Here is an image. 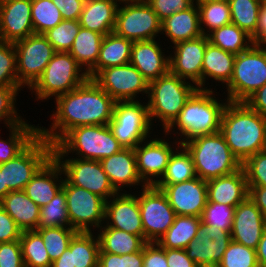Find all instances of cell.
Listing matches in <instances>:
<instances>
[{
  "label": "cell",
  "mask_w": 266,
  "mask_h": 267,
  "mask_svg": "<svg viewBox=\"0 0 266 267\" xmlns=\"http://www.w3.org/2000/svg\"><path fill=\"white\" fill-rule=\"evenodd\" d=\"M100 244L98 236L78 231L69 247L52 262L51 267H98Z\"/></svg>",
  "instance_id": "25"
},
{
  "label": "cell",
  "mask_w": 266,
  "mask_h": 267,
  "mask_svg": "<svg viewBox=\"0 0 266 267\" xmlns=\"http://www.w3.org/2000/svg\"><path fill=\"white\" fill-rule=\"evenodd\" d=\"M208 37L202 35L193 40L179 42L171 47L174 54L169 55V72L184 80H190L202 90V64Z\"/></svg>",
  "instance_id": "18"
},
{
  "label": "cell",
  "mask_w": 266,
  "mask_h": 267,
  "mask_svg": "<svg viewBox=\"0 0 266 267\" xmlns=\"http://www.w3.org/2000/svg\"><path fill=\"white\" fill-rule=\"evenodd\" d=\"M235 57L236 55L208 42L202 64V90H208L204 86L208 78L227 85L233 75Z\"/></svg>",
  "instance_id": "33"
},
{
  "label": "cell",
  "mask_w": 266,
  "mask_h": 267,
  "mask_svg": "<svg viewBox=\"0 0 266 267\" xmlns=\"http://www.w3.org/2000/svg\"><path fill=\"white\" fill-rule=\"evenodd\" d=\"M32 0H0V41L15 43L34 34Z\"/></svg>",
  "instance_id": "22"
},
{
  "label": "cell",
  "mask_w": 266,
  "mask_h": 267,
  "mask_svg": "<svg viewBox=\"0 0 266 267\" xmlns=\"http://www.w3.org/2000/svg\"><path fill=\"white\" fill-rule=\"evenodd\" d=\"M192 84L170 72L149 82L147 107L151 123L159 118L158 122L161 121L165 130L198 89Z\"/></svg>",
  "instance_id": "6"
},
{
  "label": "cell",
  "mask_w": 266,
  "mask_h": 267,
  "mask_svg": "<svg viewBox=\"0 0 266 267\" xmlns=\"http://www.w3.org/2000/svg\"><path fill=\"white\" fill-rule=\"evenodd\" d=\"M165 32V33H164ZM166 35L175 45L186 40H193L203 34L200 29L199 10L194 3L191 7L175 12L161 23V34Z\"/></svg>",
  "instance_id": "30"
},
{
  "label": "cell",
  "mask_w": 266,
  "mask_h": 267,
  "mask_svg": "<svg viewBox=\"0 0 266 267\" xmlns=\"http://www.w3.org/2000/svg\"><path fill=\"white\" fill-rule=\"evenodd\" d=\"M62 189L66 194V207L73 229L91 232L92 228H100L105 223L106 200L86 189L70 185L65 180Z\"/></svg>",
  "instance_id": "12"
},
{
  "label": "cell",
  "mask_w": 266,
  "mask_h": 267,
  "mask_svg": "<svg viewBox=\"0 0 266 267\" xmlns=\"http://www.w3.org/2000/svg\"><path fill=\"white\" fill-rule=\"evenodd\" d=\"M21 233L14 219L0 206V243L19 240Z\"/></svg>",
  "instance_id": "56"
},
{
  "label": "cell",
  "mask_w": 266,
  "mask_h": 267,
  "mask_svg": "<svg viewBox=\"0 0 266 267\" xmlns=\"http://www.w3.org/2000/svg\"><path fill=\"white\" fill-rule=\"evenodd\" d=\"M244 102L266 120V84L255 91Z\"/></svg>",
  "instance_id": "59"
},
{
  "label": "cell",
  "mask_w": 266,
  "mask_h": 267,
  "mask_svg": "<svg viewBox=\"0 0 266 267\" xmlns=\"http://www.w3.org/2000/svg\"><path fill=\"white\" fill-rule=\"evenodd\" d=\"M217 267H259L256 250L232 240Z\"/></svg>",
  "instance_id": "48"
},
{
  "label": "cell",
  "mask_w": 266,
  "mask_h": 267,
  "mask_svg": "<svg viewBox=\"0 0 266 267\" xmlns=\"http://www.w3.org/2000/svg\"><path fill=\"white\" fill-rule=\"evenodd\" d=\"M36 231L41 235L52 262L69 247L70 241L78 232L72 227L37 228Z\"/></svg>",
  "instance_id": "45"
},
{
  "label": "cell",
  "mask_w": 266,
  "mask_h": 267,
  "mask_svg": "<svg viewBox=\"0 0 266 267\" xmlns=\"http://www.w3.org/2000/svg\"><path fill=\"white\" fill-rule=\"evenodd\" d=\"M220 133L241 164L266 150V120L245 102L228 101L222 114Z\"/></svg>",
  "instance_id": "2"
},
{
  "label": "cell",
  "mask_w": 266,
  "mask_h": 267,
  "mask_svg": "<svg viewBox=\"0 0 266 267\" xmlns=\"http://www.w3.org/2000/svg\"><path fill=\"white\" fill-rule=\"evenodd\" d=\"M0 267H25L19 240L0 243Z\"/></svg>",
  "instance_id": "54"
},
{
  "label": "cell",
  "mask_w": 266,
  "mask_h": 267,
  "mask_svg": "<svg viewBox=\"0 0 266 267\" xmlns=\"http://www.w3.org/2000/svg\"><path fill=\"white\" fill-rule=\"evenodd\" d=\"M180 147L173 152L164 174L153 185L157 189L162 190L166 185L177 184L197 177L191 154L183 145Z\"/></svg>",
  "instance_id": "35"
},
{
  "label": "cell",
  "mask_w": 266,
  "mask_h": 267,
  "mask_svg": "<svg viewBox=\"0 0 266 267\" xmlns=\"http://www.w3.org/2000/svg\"><path fill=\"white\" fill-rule=\"evenodd\" d=\"M100 162L111 184L119 193L124 190V187L141 184L143 189L147 186L138 174L133 148H122L116 154L106 157Z\"/></svg>",
  "instance_id": "26"
},
{
  "label": "cell",
  "mask_w": 266,
  "mask_h": 267,
  "mask_svg": "<svg viewBox=\"0 0 266 267\" xmlns=\"http://www.w3.org/2000/svg\"><path fill=\"white\" fill-rule=\"evenodd\" d=\"M104 36L98 32L80 27L69 53L87 74L95 67ZM87 66V67H85Z\"/></svg>",
  "instance_id": "37"
},
{
  "label": "cell",
  "mask_w": 266,
  "mask_h": 267,
  "mask_svg": "<svg viewBox=\"0 0 266 267\" xmlns=\"http://www.w3.org/2000/svg\"><path fill=\"white\" fill-rule=\"evenodd\" d=\"M9 192L10 190L7 188V185H4L3 169H0V200Z\"/></svg>",
  "instance_id": "63"
},
{
  "label": "cell",
  "mask_w": 266,
  "mask_h": 267,
  "mask_svg": "<svg viewBox=\"0 0 266 267\" xmlns=\"http://www.w3.org/2000/svg\"><path fill=\"white\" fill-rule=\"evenodd\" d=\"M146 2L161 21L175 12L188 9L194 4L193 0H146Z\"/></svg>",
  "instance_id": "53"
},
{
  "label": "cell",
  "mask_w": 266,
  "mask_h": 267,
  "mask_svg": "<svg viewBox=\"0 0 266 267\" xmlns=\"http://www.w3.org/2000/svg\"><path fill=\"white\" fill-rule=\"evenodd\" d=\"M242 167L248 186H266V150L249 157Z\"/></svg>",
  "instance_id": "51"
},
{
  "label": "cell",
  "mask_w": 266,
  "mask_h": 267,
  "mask_svg": "<svg viewBox=\"0 0 266 267\" xmlns=\"http://www.w3.org/2000/svg\"><path fill=\"white\" fill-rule=\"evenodd\" d=\"M56 111L50 128L39 127V135L56 145L71 129L87 125H109L115 100L93 79L55 98Z\"/></svg>",
  "instance_id": "1"
},
{
  "label": "cell",
  "mask_w": 266,
  "mask_h": 267,
  "mask_svg": "<svg viewBox=\"0 0 266 267\" xmlns=\"http://www.w3.org/2000/svg\"><path fill=\"white\" fill-rule=\"evenodd\" d=\"M146 139L140 142L135 148L137 171L142 181L147 185H154L165 172L169 159L173 152L180 147L178 138L175 140L177 148H173L170 142L161 138ZM172 146V147H171ZM156 177V179H155Z\"/></svg>",
  "instance_id": "19"
},
{
  "label": "cell",
  "mask_w": 266,
  "mask_h": 267,
  "mask_svg": "<svg viewBox=\"0 0 266 267\" xmlns=\"http://www.w3.org/2000/svg\"><path fill=\"white\" fill-rule=\"evenodd\" d=\"M119 4L121 3H127V2H136V1H139V0H116Z\"/></svg>",
  "instance_id": "66"
},
{
  "label": "cell",
  "mask_w": 266,
  "mask_h": 267,
  "mask_svg": "<svg viewBox=\"0 0 266 267\" xmlns=\"http://www.w3.org/2000/svg\"><path fill=\"white\" fill-rule=\"evenodd\" d=\"M98 239L99 253H112L118 255L133 254L140 251L146 242L139 236L117 230L111 227H100Z\"/></svg>",
  "instance_id": "34"
},
{
  "label": "cell",
  "mask_w": 266,
  "mask_h": 267,
  "mask_svg": "<svg viewBox=\"0 0 266 267\" xmlns=\"http://www.w3.org/2000/svg\"><path fill=\"white\" fill-rule=\"evenodd\" d=\"M62 175L63 171L60 165L51 157L36 172L23 191L41 208L48 204L63 188L64 179L61 177Z\"/></svg>",
  "instance_id": "27"
},
{
  "label": "cell",
  "mask_w": 266,
  "mask_h": 267,
  "mask_svg": "<svg viewBox=\"0 0 266 267\" xmlns=\"http://www.w3.org/2000/svg\"><path fill=\"white\" fill-rule=\"evenodd\" d=\"M88 79L87 72L69 52H55L30 91L35 93L36 100H48L74 90Z\"/></svg>",
  "instance_id": "7"
},
{
  "label": "cell",
  "mask_w": 266,
  "mask_h": 267,
  "mask_svg": "<svg viewBox=\"0 0 266 267\" xmlns=\"http://www.w3.org/2000/svg\"><path fill=\"white\" fill-rule=\"evenodd\" d=\"M162 51L155 39L133 42L130 63L151 82L169 72V56Z\"/></svg>",
  "instance_id": "24"
},
{
  "label": "cell",
  "mask_w": 266,
  "mask_h": 267,
  "mask_svg": "<svg viewBox=\"0 0 266 267\" xmlns=\"http://www.w3.org/2000/svg\"><path fill=\"white\" fill-rule=\"evenodd\" d=\"M53 145L38 135L15 158L0 164L4 185L10 191H22L36 172L52 157Z\"/></svg>",
  "instance_id": "10"
},
{
  "label": "cell",
  "mask_w": 266,
  "mask_h": 267,
  "mask_svg": "<svg viewBox=\"0 0 266 267\" xmlns=\"http://www.w3.org/2000/svg\"><path fill=\"white\" fill-rule=\"evenodd\" d=\"M162 21L146 0L119 4L114 33L132 42L152 40L161 34Z\"/></svg>",
  "instance_id": "11"
},
{
  "label": "cell",
  "mask_w": 266,
  "mask_h": 267,
  "mask_svg": "<svg viewBox=\"0 0 266 267\" xmlns=\"http://www.w3.org/2000/svg\"><path fill=\"white\" fill-rule=\"evenodd\" d=\"M249 198L260 209L266 219V186H248Z\"/></svg>",
  "instance_id": "60"
},
{
  "label": "cell",
  "mask_w": 266,
  "mask_h": 267,
  "mask_svg": "<svg viewBox=\"0 0 266 267\" xmlns=\"http://www.w3.org/2000/svg\"><path fill=\"white\" fill-rule=\"evenodd\" d=\"M112 199V200H111ZM105 224L101 227H111L139 235L144 240V230L140 216V207L136 194L116 193L105 204Z\"/></svg>",
  "instance_id": "20"
},
{
  "label": "cell",
  "mask_w": 266,
  "mask_h": 267,
  "mask_svg": "<svg viewBox=\"0 0 266 267\" xmlns=\"http://www.w3.org/2000/svg\"><path fill=\"white\" fill-rule=\"evenodd\" d=\"M176 215L201 217L207 203V181L196 177L161 190Z\"/></svg>",
  "instance_id": "21"
},
{
  "label": "cell",
  "mask_w": 266,
  "mask_h": 267,
  "mask_svg": "<svg viewBox=\"0 0 266 267\" xmlns=\"http://www.w3.org/2000/svg\"><path fill=\"white\" fill-rule=\"evenodd\" d=\"M213 93L214 90L211 88L197 89L186 101L175 120L164 130L165 134L175 132L174 129L177 127L178 136L185 137L179 139L183 145L196 137L220 132L222 114L228 100L225 103L220 102Z\"/></svg>",
  "instance_id": "3"
},
{
  "label": "cell",
  "mask_w": 266,
  "mask_h": 267,
  "mask_svg": "<svg viewBox=\"0 0 266 267\" xmlns=\"http://www.w3.org/2000/svg\"><path fill=\"white\" fill-rule=\"evenodd\" d=\"M231 241L230 232L201 221L197 236L185 250L198 267H217Z\"/></svg>",
  "instance_id": "17"
},
{
  "label": "cell",
  "mask_w": 266,
  "mask_h": 267,
  "mask_svg": "<svg viewBox=\"0 0 266 267\" xmlns=\"http://www.w3.org/2000/svg\"><path fill=\"white\" fill-rule=\"evenodd\" d=\"M63 20H79L85 0H52Z\"/></svg>",
  "instance_id": "57"
},
{
  "label": "cell",
  "mask_w": 266,
  "mask_h": 267,
  "mask_svg": "<svg viewBox=\"0 0 266 267\" xmlns=\"http://www.w3.org/2000/svg\"><path fill=\"white\" fill-rule=\"evenodd\" d=\"M196 5L199 10L200 29L203 35L207 36L213 30L231 23L228 0Z\"/></svg>",
  "instance_id": "41"
},
{
  "label": "cell",
  "mask_w": 266,
  "mask_h": 267,
  "mask_svg": "<svg viewBox=\"0 0 266 267\" xmlns=\"http://www.w3.org/2000/svg\"><path fill=\"white\" fill-rule=\"evenodd\" d=\"M262 3L266 6V0H262Z\"/></svg>",
  "instance_id": "67"
},
{
  "label": "cell",
  "mask_w": 266,
  "mask_h": 267,
  "mask_svg": "<svg viewBox=\"0 0 266 267\" xmlns=\"http://www.w3.org/2000/svg\"><path fill=\"white\" fill-rule=\"evenodd\" d=\"M249 195L246 174L239 170L207 181V202L236 207Z\"/></svg>",
  "instance_id": "28"
},
{
  "label": "cell",
  "mask_w": 266,
  "mask_h": 267,
  "mask_svg": "<svg viewBox=\"0 0 266 267\" xmlns=\"http://www.w3.org/2000/svg\"><path fill=\"white\" fill-rule=\"evenodd\" d=\"M200 222L201 217L176 215L174 223L157 243L162 248L185 249L197 236V229Z\"/></svg>",
  "instance_id": "36"
},
{
  "label": "cell",
  "mask_w": 266,
  "mask_h": 267,
  "mask_svg": "<svg viewBox=\"0 0 266 267\" xmlns=\"http://www.w3.org/2000/svg\"><path fill=\"white\" fill-rule=\"evenodd\" d=\"M259 46L266 48V36L258 43Z\"/></svg>",
  "instance_id": "65"
},
{
  "label": "cell",
  "mask_w": 266,
  "mask_h": 267,
  "mask_svg": "<svg viewBox=\"0 0 266 267\" xmlns=\"http://www.w3.org/2000/svg\"><path fill=\"white\" fill-rule=\"evenodd\" d=\"M266 229V219L249 196L235 207L231 238L246 247L257 249Z\"/></svg>",
  "instance_id": "23"
},
{
  "label": "cell",
  "mask_w": 266,
  "mask_h": 267,
  "mask_svg": "<svg viewBox=\"0 0 266 267\" xmlns=\"http://www.w3.org/2000/svg\"><path fill=\"white\" fill-rule=\"evenodd\" d=\"M49 227H71L63 189L48 204L40 208L38 228Z\"/></svg>",
  "instance_id": "43"
},
{
  "label": "cell",
  "mask_w": 266,
  "mask_h": 267,
  "mask_svg": "<svg viewBox=\"0 0 266 267\" xmlns=\"http://www.w3.org/2000/svg\"><path fill=\"white\" fill-rule=\"evenodd\" d=\"M8 129L10 135L7 140L0 138V164L15 158L39 135V126L27 121Z\"/></svg>",
  "instance_id": "38"
},
{
  "label": "cell",
  "mask_w": 266,
  "mask_h": 267,
  "mask_svg": "<svg viewBox=\"0 0 266 267\" xmlns=\"http://www.w3.org/2000/svg\"><path fill=\"white\" fill-rule=\"evenodd\" d=\"M98 267H143V248L133 254L99 253Z\"/></svg>",
  "instance_id": "52"
},
{
  "label": "cell",
  "mask_w": 266,
  "mask_h": 267,
  "mask_svg": "<svg viewBox=\"0 0 266 267\" xmlns=\"http://www.w3.org/2000/svg\"><path fill=\"white\" fill-rule=\"evenodd\" d=\"M256 254L259 267H266V229L264 230L262 238L258 243Z\"/></svg>",
  "instance_id": "62"
},
{
  "label": "cell",
  "mask_w": 266,
  "mask_h": 267,
  "mask_svg": "<svg viewBox=\"0 0 266 267\" xmlns=\"http://www.w3.org/2000/svg\"><path fill=\"white\" fill-rule=\"evenodd\" d=\"M0 206L22 231L38 228L40 207L23 190L10 191L0 200Z\"/></svg>",
  "instance_id": "31"
},
{
  "label": "cell",
  "mask_w": 266,
  "mask_h": 267,
  "mask_svg": "<svg viewBox=\"0 0 266 267\" xmlns=\"http://www.w3.org/2000/svg\"><path fill=\"white\" fill-rule=\"evenodd\" d=\"M195 4H206V3H213V2H221L225 0H193Z\"/></svg>",
  "instance_id": "64"
},
{
  "label": "cell",
  "mask_w": 266,
  "mask_h": 267,
  "mask_svg": "<svg viewBox=\"0 0 266 267\" xmlns=\"http://www.w3.org/2000/svg\"><path fill=\"white\" fill-rule=\"evenodd\" d=\"M0 87H23L18 81L14 44L4 41H0Z\"/></svg>",
  "instance_id": "47"
},
{
  "label": "cell",
  "mask_w": 266,
  "mask_h": 267,
  "mask_svg": "<svg viewBox=\"0 0 266 267\" xmlns=\"http://www.w3.org/2000/svg\"><path fill=\"white\" fill-rule=\"evenodd\" d=\"M122 148L109 125L79 126L53 145L52 157H69V153H75L81 159L101 161Z\"/></svg>",
  "instance_id": "4"
},
{
  "label": "cell",
  "mask_w": 266,
  "mask_h": 267,
  "mask_svg": "<svg viewBox=\"0 0 266 267\" xmlns=\"http://www.w3.org/2000/svg\"><path fill=\"white\" fill-rule=\"evenodd\" d=\"M228 3L231 23L237 25L251 36L257 27L262 0H228Z\"/></svg>",
  "instance_id": "42"
},
{
  "label": "cell",
  "mask_w": 266,
  "mask_h": 267,
  "mask_svg": "<svg viewBox=\"0 0 266 267\" xmlns=\"http://www.w3.org/2000/svg\"><path fill=\"white\" fill-rule=\"evenodd\" d=\"M143 267H169L165 248L157 242H147L143 247Z\"/></svg>",
  "instance_id": "55"
},
{
  "label": "cell",
  "mask_w": 266,
  "mask_h": 267,
  "mask_svg": "<svg viewBox=\"0 0 266 267\" xmlns=\"http://www.w3.org/2000/svg\"><path fill=\"white\" fill-rule=\"evenodd\" d=\"M151 123L147 103L137 101L115 102L109 126L114 137L124 148H135L151 134Z\"/></svg>",
  "instance_id": "9"
},
{
  "label": "cell",
  "mask_w": 266,
  "mask_h": 267,
  "mask_svg": "<svg viewBox=\"0 0 266 267\" xmlns=\"http://www.w3.org/2000/svg\"><path fill=\"white\" fill-rule=\"evenodd\" d=\"M19 241L25 267H51L52 261L36 230L22 231Z\"/></svg>",
  "instance_id": "40"
},
{
  "label": "cell",
  "mask_w": 266,
  "mask_h": 267,
  "mask_svg": "<svg viewBox=\"0 0 266 267\" xmlns=\"http://www.w3.org/2000/svg\"><path fill=\"white\" fill-rule=\"evenodd\" d=\"M93 80L116 102L137 101L139 93L148 96L149 82L131 63L105 68Z\"/></svg>",
  "instance_id": "16"
},
{
  "label": "cell",
  "mask_w": 266,
  "mask_h": 267,
  "mask_svg": "<svg viewBox=\"0 0 266 267\" xmlns=\"http://www.w3.org/2000/svg\"><path fill=\"white\" fill-rule=\"evenodd\" d=\"M183 146L191 154L197 177L208 181L242 167L220 132L196 137Z\"/></svg>",
  "instance_id": "5"
},
{
  "label": "cell",
  "mask_w": 266,
  "mask_h": 267,
  "mask_svg": "<svg viewBox=\"0 0 266 267\" xmlns=\"http://www.w3.org/2000/svg\"><path fill=\"white\" fill-rule=\"evenodd\" d=\"M234 211L235 207L207 202L201 216V221L231 232Z\"/></svg>",
  "instance_id": "49"
},
{
  "label": "cell",
  "mask_w": 266,
  "mask_h": 267,
  "mask_svg": "<svg viewBox=\"0 0 266 267\" xmlns=\"http://www.w3.org/2000/svg\"><path fill=\"white\" fill-rule=\"evenodd\" d=\"M17 75L19 83L29 88L42 75L55 50L43 34H32L16 41Z\"/></svg>",
  "instance_id": "15"
},
{
  "label": "cell",
  "mask_w": 266,
  "mask_h": 267,
  "mask_svg": "<svg viewBox=\"0 0 266 267\" xmlns=\"http://www.w3.org/2000/svg\"><path fill=\"white\" fill-rule=\"evenodd\" d=\"M21 88L23 87H0V122L3 121L7 128L25 121L15 108L16 96Z\"/></svg>",
  "instance_id": "50"
},
{
  "label": "cell",
  "mask_w": 266,
  "mask_h": 267,
  "mask_svg": "<svg viewBox=\"0 0 266 267\" xmlns=\"http://www.w3.org/2000/svg\"><path fill=\"white\" fill-rule=\"evenodd\" d=\"M266 84V48L253 44L236 55L233 75L226 85L228 101L244 102Z\"/></svg>",
  "instance_id": "8"
},
{
  "label": "cell",
  "mask_w": 266,
  "mask_h": 267,
  "mask_svg": "<svg viewBox=\"0 0 266 267\" xmlns=\"http://www.w3.org/2000/svg\"><path fill=\"white\" fill-rule=\"evenodd\" d=\"M31 16L35 34H43L63 20L52 0H32Z\"/></svg>",
  "instance_id": "44"
},
{
  "label": "cell",
  "mask_w": 266,
  "mask_h": 267,
  "mask_svg": "<svg viewBox=\"0 0 266 267\" xmlns=\"http://www.w3.org/2000/svg\"><path fill=\"white\" fill-rule=\"evenodd\" d=\"M80 27L79 20H62L43 35L53 46L55 52H69Z\"/></svg>",
  "instance_id": "46"
},
{
  "label": "cell",
  "mask_w": 266,
  "mask_h": 267,
  "mask_svg": "<svg viewBox=\"0 0 266 267\" xmlns=\"http://www.w3.org/2000/svg\"><path fill=\"white\" fill-rule=\"evenodd\" d=\"M266 36V6L262 3L259 14L258 23L255 32L251 35L254 44H258Z\"/></svg>",
  "instance_id": "61"
},
{
  "label": "cell",
  "mask_w": 266,
  "mask_h": 267,
  "mask_svg": "<svg viewBox=\"0 0 266 267\" xmlns=\"http://www.w3.org/2000/svg\"><path fill=\"white\" fill-rule=\"evenodd\" d=\"M207 37L212 45L234 55L242 53L254 44L251 36L233 23L213 30Z\"/></svg>",
  "instance_id": "39"
},
{
  "label": "cell",
  "mask_w": 266,
  "mask_h": 267,
  "mask_svg": "<svg viewBox=\"0 0 266 267\" xmlns=\"http://www.w3.org/2000/svg\"><path fill=\"white\" fill-rule=\"evenodd\" d=\"M53 158L60 165L63 176H66L63 178L68 184L95 193L106 201L118 193L111 184L100 161L77 157H69V159H66V157Z\"/></svg>",
  "instance_id": "13"
},
{
  "label": "cell",
  "mask_w": 266,
  "mask_h": 267,
  "mask_svg": "<svg viewBox=\"0 0 266 267\" xmlns=\"http://www.w3.org/2000/svg\"><path fill=\"white\" fill-rule=\"evenodd\" d=\"M133 42L114 32L104 36L95 67L88 73L93 79L101 70L130 63Z\"/></svg>",
  "instance_id": "32"
},
{
  "label": "cell",
  "mask_w": 266,
  "mask_h": 267,
  "mask_svg": "<svg viewBox=\"0 0 266 267\" xmlns=\"http://www.w3.org/2000/svg\"><path fill=\"white\" fill-rule=\"evenodd\" d=\"M138 194L144 241L158 242L174 223L176 213L166 195L153 185L141 189Z\"/></svg>",
  "instance_id": "14"
},
{
  "label": "cell",
  "mask_w": 266,
  "mask_h": 267,
  "mask_svg": "<svg viewBox=\"0 0 266 267\" xmlns=\"http://www.w3.org/2000/svg\"><path fill=\"white\" fill-rule=\"evenodd\" d=\"M118 7L116 0H85L80 26L103 36L113 33Z\"/></svg>",
  "instance_id": "29"
},
{
  "label": "cell",
  "mask_w": 266,
  "mask_h": 267,
  "mask_svg": "<svg viewBox=\"0 0 266 267\" xmlns=\"http://www.w3.org/2000/svg\"><path fill=\"white\" fill-rule=\"evenodd\" d=\"M167 265L169 267H198L192 261L185 249H168L165 248Z\"/></svg>",
  "instance_id": "58"
}]
</instances>
